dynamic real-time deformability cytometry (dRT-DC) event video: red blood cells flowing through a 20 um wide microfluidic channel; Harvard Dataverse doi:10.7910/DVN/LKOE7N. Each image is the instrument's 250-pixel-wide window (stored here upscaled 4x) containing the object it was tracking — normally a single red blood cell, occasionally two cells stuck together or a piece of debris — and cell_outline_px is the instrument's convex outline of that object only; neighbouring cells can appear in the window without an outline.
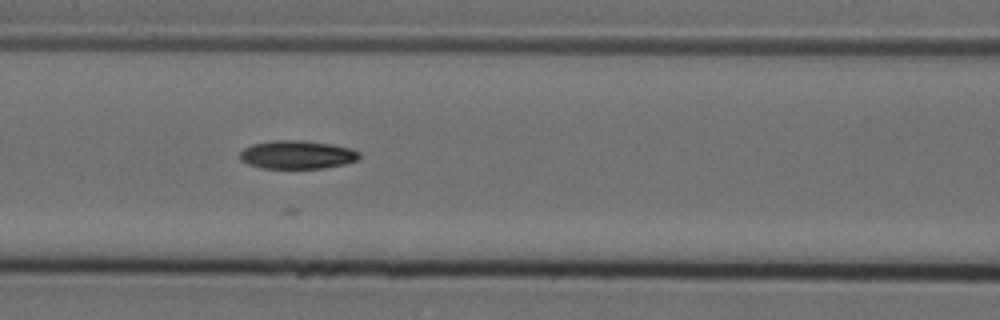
{"species": "Egyptian fruit bat (a non-hibernating species)", "species_latin": "Rousettus aegyptiacus", "temperature_condition": "cold", "stored_images_in_passage": 18, "camera_frame_rate_fps": 3000, "um_per_image_px": 0.085, "animal": {"sex": "female"}, "frame": {"image": 1, "passage_image": 7, "time_ms": 2.0, "image_size_px": [1000, 320], "cell_outline_px": [[360, 156], [356, 160], [344, 164], [324, 168], [260, 168], [248, 164], [240, 160], [240, 152], [244, 148], [252, 144], [272, 140], [304, 140], [332, 144], [352, 148], [360, 152]], "centroid_in_image_um": [25.25, 13.14], "position_along_channel_um": 141.3, "area_um2": 19.88}}
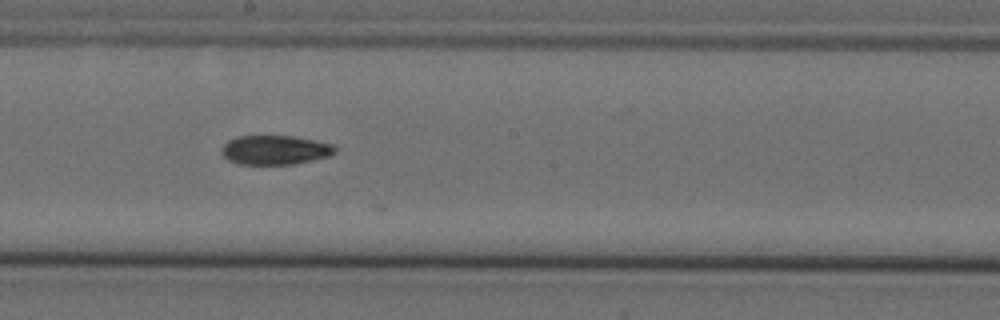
{"frame": {"image": 2, "passage_image": 14, "time_ms": 4.333, "image_size_px": [1000, 320], "cell_outline_px": [[336, 152], [328, 156], [312, 160], [292, 164], [240, 164], [228, 160], [220, 152], [220, 148], [228, 140], [236, 136], [292, 136], [316, 140], [332, 144], [336, 148]], "centroid_in_image_um": [23.35, 12.74], "position_along_channel_um": 224.9, "area_um2": 19.36}}
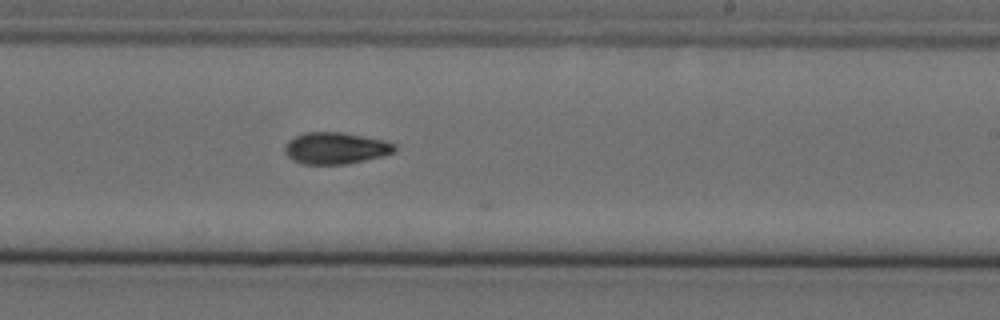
{"frame": {"image": 3, "passage_image": 17, "time_ms": 5.333, "image_size_px": [1000, 320], "cell_outline_px": [[396, 148], [392, 152], [384, 156], [348, 164], [304, 164], [292, 160], [284, 152], [284, 148], [288, 140], [304, 132], [340, 132], [384, 140], [396, 144]], "centroid_in_image_um": [28.52, 12.6], "position_along_channel_um": 260.5, "area_um2": 20.29}}